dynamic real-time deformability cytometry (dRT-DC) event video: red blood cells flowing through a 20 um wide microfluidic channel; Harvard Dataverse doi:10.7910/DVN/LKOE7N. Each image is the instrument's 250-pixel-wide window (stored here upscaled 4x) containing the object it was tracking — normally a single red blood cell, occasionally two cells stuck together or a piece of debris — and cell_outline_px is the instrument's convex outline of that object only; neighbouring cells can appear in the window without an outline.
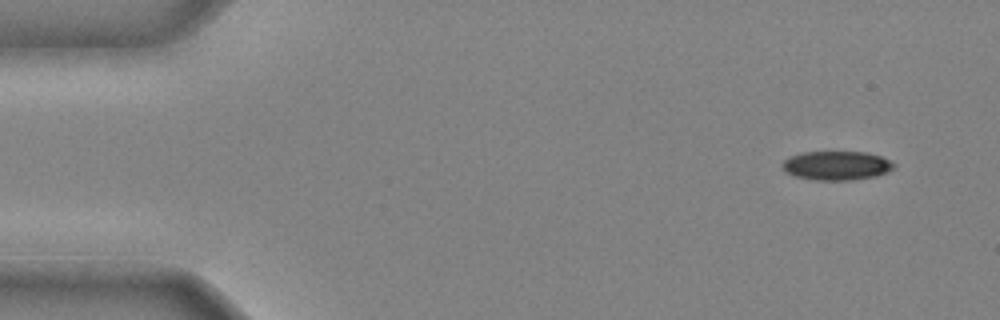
{"species": "common noctule bat (a hibernating species)", "species_latin": "Nyctalus noctula", "temperature_condition": "cold", "stored_images_in_passage": 9, "camera_frame_rate_fps": 3000, "um_per_image_px": 0.085, "animal": {"sex": "male", "body_mass_g": 20.4}, "frame": {"image": 1, "passage_image": 1, "time_ms": 0.0, "image_size_px": [1000, 320], "cell_outline_px": [[896, 168], [888, 172], [876, 176], [852, 180], [816, 180], [796, 176], [784, 172], [780, 164], [788, 156], [800, 152], [868, 152], [880, 156], [896, 164]], "centroid_in_image_um": [71.09, 14.07], "position_along_channel_um": 13.9, "area_um2": 19.13}}